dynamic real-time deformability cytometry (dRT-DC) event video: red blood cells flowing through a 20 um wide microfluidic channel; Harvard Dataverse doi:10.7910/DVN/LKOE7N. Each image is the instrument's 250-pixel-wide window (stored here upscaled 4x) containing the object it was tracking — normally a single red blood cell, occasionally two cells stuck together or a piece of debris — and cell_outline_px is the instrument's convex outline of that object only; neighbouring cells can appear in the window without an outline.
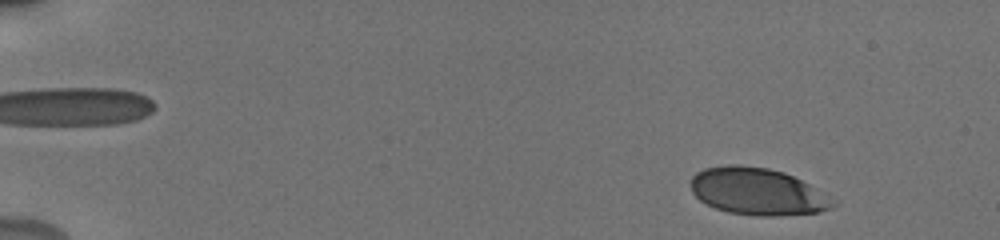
{"species": "human", "species_latin": "Homo sapiens", "temperature_condition": "cold", "stored_images_in_passage": 53, "camera_frame_rate_fps": 3000, "um_per_image_px": 0.085, "donor": {"sex": "male"}, "frame": {"image": 1, "passage_image": 4, "time_ms": 1.0, "image_size_px": [1000, 240], "cell_outline_px": [[836, 204], [832, 208], [820, 212], [776, 216], [756, 216], [728, 212], [716, 208], [700, 200], [692, 192], [688, 184], [692, 176], [696, 172], [704, 168], [728, 164], [740, 164], [768, 168], [784, 172], [808, 184], [836, 200]], "centroid_in_image_um": [64.36, 16.27], "position_along_channel_um": 20.6, "area_um2": 39.25}}
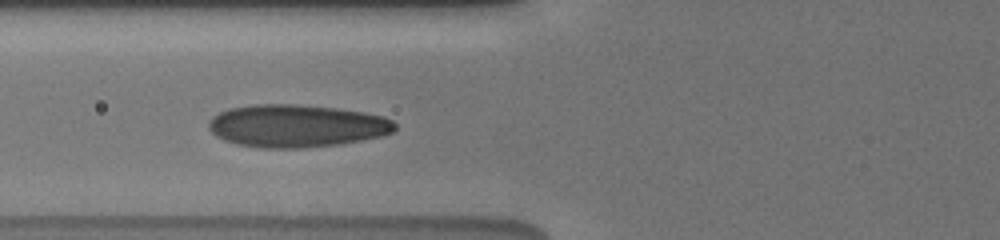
{"frame": {"image": 2, "passage_image": 21, "time_ms": 6.667, "image_size_px": [1000, 240], "cell_outline_px": [[396, 128], [392, 132], [380, 136], [360, 140], [336, 144], [300, 148], [260, 148], [236, 144], [224, 140], [216, 136], [208, 128], [208, 120], [212, 116], [228, 108], [252, 104], [296, 104], [336, 108], [364, 112], [384, 116], [392, 120], [396, 124]], "centroid_in_image_um": [25.16, 10.69], "position_along_channel_um": 100.6, "area_um2": 46.41}}
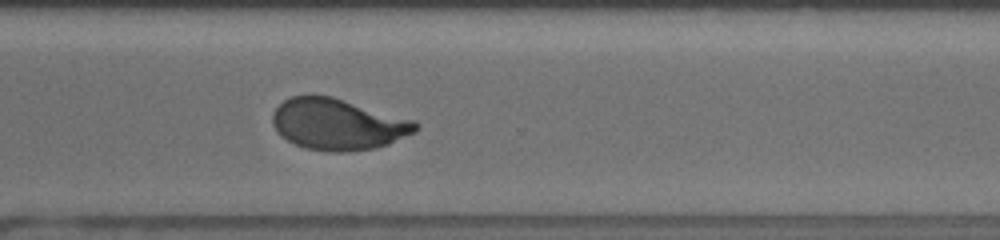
{"frame": {"image": 3, "passage_image": 40, "time_ms": 13.0, "image_size_px": [1000, 240], "cell_outline_px": [[420, 128], [416, 132], [388, 144], [372, 148], [344, 152], [332, 152], [304, 148], [280, 136], [272, 124], [272, 112], [284, 100], [292, 96], [332, 96], [416, 120], [420, 124]], "centroid_in_image_um": [28.75, 10.56], "position_along_channel_um": 341.9, "area_um2": 42.89}, "authors_computed_cell_mechanics": {"area_um2": 42.8298, "velocity_mm_per_s": 3.8131, "shape_relaxation_time_tau1_ms": 4.8063, "shape_relaxation_time_tau2_ms": null, "deformation_change_tau1": 0.1834, "deformation_change_tau2": null}}